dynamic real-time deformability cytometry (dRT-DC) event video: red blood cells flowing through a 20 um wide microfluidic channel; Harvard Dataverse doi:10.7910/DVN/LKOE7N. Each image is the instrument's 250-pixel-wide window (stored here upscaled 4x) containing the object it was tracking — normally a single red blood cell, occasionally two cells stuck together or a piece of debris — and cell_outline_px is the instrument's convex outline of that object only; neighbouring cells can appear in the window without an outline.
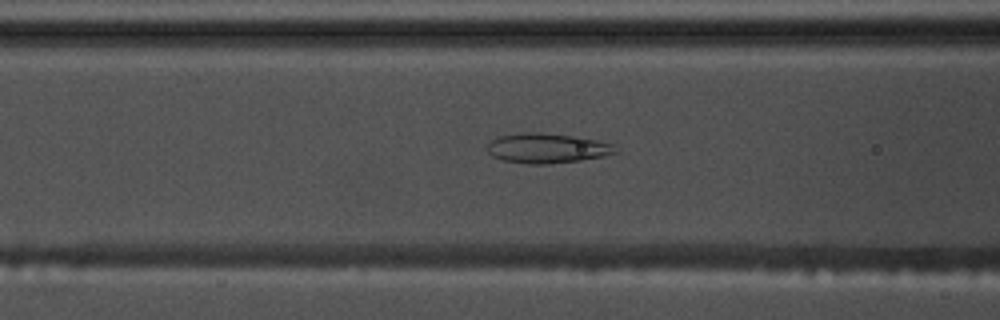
{"species": "common noctule bat (a hibernating species)", "species_latin": "Nyctalus noctula", "temperature_condition": "warm", "stored_images_in_passage": 57, "camera_frame_rate_fps": 3000, "um_per_image_px": 0.085, "animal": {"sex": "male", "body_mass_g": 17.5, "forearm_length_mm": 52.3}, "frame": {"image": 1, "passage_image": 23, "time_ms": 7.333, "image_size_px": [1000, 320], "cell_outline_px": [[620, 152], [604, 156], [580, 160], [548, 164], [528, 164], [504, 160], [492, 156], [488, 152], [488, 144], [492, 140], [500, 136], [524, 132], [540, 132], [572, 136], [596, 140], [612, 144]], "centroid_in_image_um": [46.51, 12.6], "position_along_channel_um": 120.1, "area_um2": 22.14}}
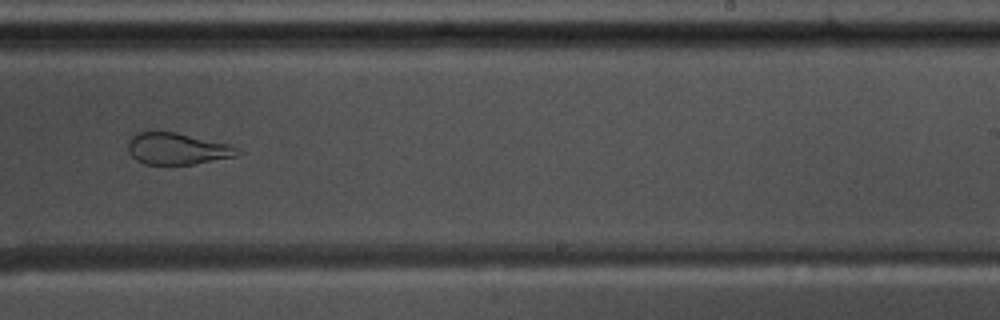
{"frame": {"image": 2, "passage_image": 36, "time_ms": 11.667, "image_size_px": [1000, 320], "cell_outline_px": [[244, 152], [236, 156], [192, 164], [144, 164], [136, 160], [128, 152], [128, 140], [132, 136], [140, 132], [176, 132], [232, 144]], "centroid_in_image_um": [15.1, 12.64], "position_along_channel_um": 273.9, "area_um2": 20.29}}
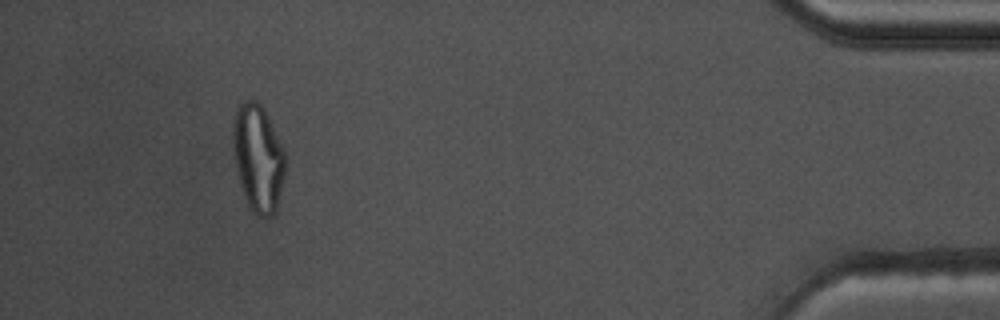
{"frame": {"image": 3, "passage_image": 53, "time_ms": 17.333, "image_size_px": [1000, 320], "cell_outline_px": [[288, 160], [276, 212], [272, 216], [264, 220], [256, 216], [248, 208], [244, 196], [236, 168], [232, 144], [232, 132], [236, 108], [244, 100], [256, 100], [264, 108], [288, 156]], "centroid_in_image_um": [21.96, 13.47], "position_along_channel_um": 413.2, "area_um2": 33.58}, "authors_computed_cell_mechanics": {"area_um2": 27.9752, "velocity_mm_per_s": 3.5588, "shape_relaxation_time_tau1_ms": null, "shape_relaxation_time_tau2_ms": 1.4611, "deformation_change_tau1": null, "deformation_change_tau2": 0.0947}}